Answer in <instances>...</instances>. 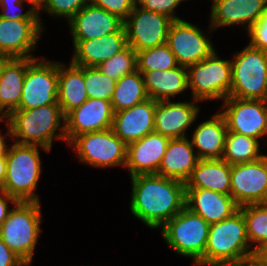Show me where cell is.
<instances>
[{"label": "cell", "mask_w": 267, "mask_h": 266, "mask_svg": "<svg viewBox=\"0 0 267 266\" xmlns=\"http://www.w3.org/2000/svg\"><path fill=\"white\" fill-rule=\"evenodd\" d=\"M252 256L262 264L267 265V242L254 247Z\"/></svg>", "instance_id": "cell-43"}, {"label": "cell", "mask_w": 267, "mask_h": 266, "mask_svg": "<svg viewBox=\"0 0 267 266\" xmlns=\"http://www.w3.org/2000/svg\"><path fill=\"white\" fill-rule=\"evenodd\" d=\"M195 151L187 137L170 139L157 174L186 183L199 161Z\"/></svg>", "instance_id": "cell-25"}, {"label": "cell", "mask_w": 267, "mask_h": 266, "mask_svg": "<svg viewBox=\"0 0 267 266\" xmlns=\"http://www.w3.org/2000/svg\"><path fill=\"white\" fill-rule=\"evenodd\" d=\"M250 45L267 51V9L262 17L248 30Z\"/></svg>", "instance_id": "cell-40"}, {"label": "cell", "mask_w": 267, "mask_h": 266, "mask_svg": "<svg viewBox=\"0 0 267 266\" xmlns=\"http://www.w3.org/2000/svg\"><path fill=\"white\" fill-rule=\"evenodd\" d=\"M84 81L88 98L111 101L116 80L103 74L97 66H84Z\"/></svg>", "instance_id": "cell-35"}, {"label": "cell", "mask_w": 267, "mask_h": 266, "mask_svg": "<svg viewBox=\"0 0 267 266\" xmlns=\"http://www.w3.org/2000/svg\"><path fill=\"white\" fill-rule=\"evenodd\" d=\"M44 31L40 20H8L0 17V54L9 58H39L31 53Z\"/></svg>", "instance_id": "cell-15"}, {"label": "cell", "mask_w": 267, "mask_h": 266, "mask_svg": "<svg viewBox=\"0 0 267 266\" xmlns=\"http://www.w3.org/2000/svg\"><path fill=\"white\" fill-rule=\"evenodd\" d=\"M68 24L73 40H89L118 32L124 21L105 9L88 3Z\"/></svg>", "instance_id": "cell-20"}, {"label": "cell", "mask_w": 267, "mask_h": 266, "mask_svg": "<svg viewBox=\"0 0 267 266\" xmlns=\"http://www.w3.org/2000/svg\"><path fill=\"white\" fill-rule=\"evenodd\" d=\"M210 225L186 206L162 227V237L177 254L193 259L194 266H203Z\"/></svg>", "instance_id": "cell-6"}, {"label": "cell", "mask_w": 267, "mask_h": 266, "mask_svg": "<svg viewBox=\"0 0 267 266\" xmlns=\"http://www.w3.org/2000/svg\"><path fill=\"white\" fill-rule=\"evenodd\" d=\"M232 266H267L256 260L253 256L246 258L245 260H241L239 263Z\"/></svg>", "instance_id": "cell-46"}, {"label": "cell", "mask_w": 267, "mask_h": 266, "mask_svg": "<svg viewBox=\"0 0 267 266\" xmlns=\"http://www.w3.org/2000/svg\"><path fill=\"white\" fill-rule=\"evenodd\" d=\"M220 112L228 131L259 139L267 135V110L263 100L228 97Z\"/></svg>", "instance_id": "cell-14"}, {"label": "cell", "mask_w": 267, "mask_h": 266, "mask_svg": "<svg viewBox=\"0 0 267 266\" xmlns=\"http://www.w3.org/2000/svg\"><path fill=\"white\" fill-rule=\"evenodd\" d=\"M69 144L84 164L94 168L125 167L127 145L111 128L78 135Z\"/></svg>", "instance_id": "cell-9"}, {"label": "cell", "mask_w": 267, "mask_h": 266, "mask_svg": "<svg viewBox=\"0 0 267 266\" xmlns=\"http://www.w3.org/2000/svg\"><path fill=\"white\" fill-rule=\"evenodd\" d=\"M166 43L178 64L184 67L204 60L215 51L205 33L196 25L183 19L171 23Z\"/></svg>", "instance_id": "cell-13"}, {"label": "cell", "mask_w": 267, "mask_h": 266, "mask_svg": "<svg viewBox=\"0 0 267 266\" xmlns=\"http://www.w3.org/2000/svg\"><path fill=\"white\" fill-rule=\"evenodd\" d=\"M7 121L11 138L17 139L16 143L40 146L45 151H51L54 138L67 143L65 116L59 104L17 109L7 117ZM57 129L60 132L56 133Z\"/></svg>", "instance_id": "cell-2"}, {"label": "cell", "mask_w": 267, "mask_h": 266, "mask_svg": "<svg viewBox=\"0 0 267 266\" xmlns=\"http://www.w3.org/2000/svg\"><path fill=\"white\" fill-rule=\"evenodd\" d=\"M185 206L209 225L229 218L239 210L231 195L204 188H186Z\"/></svg>", "instance_id": "cell-22"}, {"label": "cell", "mask_w": 267, "mask_h": 266, "mask_svg": "<svg viewBox=\"0 0 267 266\" xmlns=\"http://www.w3.org/2000/svg\"><path fill=\"white\" fill-rule=\"evenodd\" d=\"M8 59H9V57L0 54V74H1L2 68H3V66H4V63H5Z\"/></svg>", "instance_id": "cell-48"}, {"label": "cell", "mask_w": 267, "mask_h": 266, "mask_svg": "<svg viewBox=\"0 0 267 266\" xmlns=\"http://www.w3.org/2000/svg\"><path fill=\"white\" fill-rule=\"evenodd\" d=\"M186 188H204L230 195L231 165L223 159H199Z\"/></svg>", "instance_id": "cell-28"}, {"label": "cell", "mask_w": 267, "mask_h": 266, "mask_svg": "<svg viewBox=\"0 0 267 266\" xmlns=\"http://www.w3.org/2000/svg\"><path fill=\"white\" fill-rule=\"evenodd\" d=\"M88 3L101 7L124 21L134 9L136 0H88Z\"/></svg>", "instance_id": "cell-38"}, {"label": "cell", "mask_w": 267, "mask_h": 266, "mask_svg": "<svg viewBox=\"0 0 267 266\" xmlns=\"http://www.w3.org/2000/svg\"><path fill=\"white\" fill-rule=\"evenodd\" d=\"M156 101L147 100L115 112L111 129L127 145L154 132Z\"/></svg>", "instance_id": "cell-21"}, {"label": "cell", "mask_w": 267, "mask_h": 266, "mask_svg": "<svg viewBox=\"0 0 267 266\" xmlns=\"http://www.w3.org/2000/svg\"><path fill=\"white\" fill-rule=\"evenodd\" d=\"M252 255L253 250L246 235V222L240 210L210 225L203 255L204 266H232Z\"/></svg>", "instance_id": "cell-3"}, {"label": "cell", "mask_w": 267, "mask_h": 266, "mask_svg": "<svg viewBox=\"0 0 267 266\" xmlns=\"http://www.w3.org/2000/svg\"><path fill=\"white\" fill-rule=\"evenodd\" d=\"M230 195L239 207L267 203V155L231 165Z\"/></svg>", "instance_id": "cell-12"}, {"label": "cell", "mask_w": 267, "mask_h": 266, "mask_svg": "<svg viewBox=\"0 0 267 266\" xmlns=\"http://www.w3.org/2000/svg\"><path fill=\"white\" fill-rule=\"evenodd\" d=\"M36 58H9L0 74V121L7 118L20 104L27 67Z\"/></svg>", "instance_id": "cell-24"}, {"label": "cell", "mask_w": 267, "mask_h": 266, "mask_svg": "<svg viewBox=\"0 0 267 266\" xmlns=\"http://www.w3.org/2000/svg\"><path fill=\"white\" fill-rule=\"evenodd\" d=\"M142 75L148 97L157 102L170 100L188 88L187 67L184 66L165 71H145Z\"/></svg>", "instance_id": "cell-29"}, {"label": "cell", "mask_w": 267, "mask_h": 266, "mask_svg": "<svg viewBox=\"0 0 267 266\" xmlns=\"http://www.w3.org/2000/svg\"><path fill=\"white\" fill-rule=\"evenodd\" d=\"M173 20L168 16L141 8L137 3L124 20L127 44L136 52L167 42Z\"/></svg>", "instance_id": "cell-11"}, {"label": "cell", "mask_w": 267, "mask_h": 266, "mask_svg": "<svg viewBox=\"0 0 267 266\" xmlns=\"http://www.w3.org/2000/svg\"><path fill=\"white\" fill-rule=\"evenodd\" d=\"M263 101H264V104H265L266 110H267V91H266V95H265Z\"/></svg>", "instance_id": "cell-49"}, {"label": "cell", "mask_w": 267, "mask_h": 266, "mask_svg": "<svg viewBox=\"0 0 267 266\" xmlns=\"http://www.w3.org/2000/svg\"><path fill=\"white\" fill-rule=\"evenodd\" d=\"M24 3H30V5L39 13L45 0H22Z\"/></svg>", "instance_id": "cell-47"}, {"label": "cell", "mask_w": 267, "mask_h": 266, "mask_svg": "<svg viewBox=\"0 0 267 266\" xmlns=\"http://www.w3.org/2000/svg\"><path fill=\"white\" fill-rule=\"evenodd\" d=\"M6 120V125L8 126L7 127V133H5L4 135H1L2 133H0V155H3L6 153L7 149H8V145L5 141V138L6 137H11V129H10V126H9V123L7 121V119L5 118Z\"/></svg>", "instance_id": "cell-45"}, {"label": "cell", "mask_w": 267, "mask_h": 266, "mask_svg": "<svg viewBox=\"0 0 267 266\" xmlns=\"http://www.w3.org/2000/svg\"><path fill=\"white\" fill-rule=\"evenodd\" d=\"M267 0H212L210 30L231 25L247 26V31L262 17Z\"/></svg>", "instance_id": "cell-17"}, {"label": "cell", "mask_w": 267, "mask_h": 266, "mask_svg": "<svg viewBox=\"0 0 267 266\" xmlns=\"http://www.w3.org/2000/svg\"><path fill=\"white\" fill-rule=\"evenodd\" d=\"M136 56L137 70L142 74L145 71H165L180 66L167 43L138 51Z\"/></svg>", "instance_id": "cell-33"}, {"label": "cell", "mask_w": 267, "mask_h": 266, "mask_svg": "<svg viewBox=\"0 0 267 266\" xmlns=\"http://www.w3.org/2000/svg\"><path fill=\"white\" fill-rule=\"evenodd\" d=\"M233 59L229 97L263 100L267 91V51L248 44Z\"/></svg>", "instance_id": "cell-7"}, {"label": "cell", "mask_w": 267, "mask_h": 266, "mask_svg": "<svg viewBox=\"0 0 267 266\" xmlns=\"http://www.w3.org/2000/svg\"><path fill=\"white\" fill-rule=\"evenodd\" d=\"M130 178V212L149 228H161L185 207V182L158 174Z\"/></svg>", "instance_id": "cell-1"}, {"label": "cell", "mask_w": 267, "mask_h": 266, "mask_svg": "<svg viewBox=\"0 0 267 266\" xmlns=\"http://www.w3.org/2000/svg\"><path fill=\"white\" fill-rule=\"evenodd\" d=\"M227 131L225 118L220 112L198 124L191 139L193 148L198 151V158L222 159Z\"/></svg>", "instance_id": "cell-26"}, {"label": "cell", "mask_w": 267, "mask_h": 266, "mask_svg": "<svg viewBox=\"0 0 267 266\" xmlns=\"http://www.w3.org/2000/svg\"><path fill=\"white\" fill-rule=\"evenodd\" d=\"M114 114L111 101L88 98L65 116L67 143L78 135L111 128Z\"/></svg>", "instance_id": "cell-16"}, {"label": "cell", "mask_w": 267, "mask_h": 266, "mask_svg": "<svg viewBox=\"0 0 267 266\" xmlns=\"http://www.w3.org/2000/svg\"><path fill=\"white\" fill-rule=\"evenodd\" d=\"M72 41L74 54L71 61L78 66H98L128 45L124 26L103 37Z\"/></svg>", "instance_id": "cell-23"}, {"label": "cell", "mask_w": 267, "mask_h": 266, "mask_svg": "<svg viewBox=\"0 0 267 266\" xmlns=\"http://www.w3.org/2000/svg\"><path fill=\"white\" fill-rule=\"evenodd\" d=\"M6 171H7V159L6 153L0 155V190L3 189L4 182L6 179Z\"/></svg>", "instance_id": "cell-44"}, {"label": "cell", "mask_w": 267, "mask_h": 266, "mask_svg": "<svg viewBox=\"0 0 267 266\" xmlns=\"http://www.w3.org/2000/svg\"><path fill=\"white\" fill-rule=\"evenodd\" d=\"M87 4L88 0H45L39 11H46L51 16L57 18L64 17L68 22Z\"/></svg>", "instance_id": "cell-36"}, {"label": "cell", "mask_w": 267, "mask_h": 266, "mask_svg": "<svg viewBox=\"0 0 267 266\" xmlns=\"http://www.w3.org/2000/svg\"><path fill=\"white\" fill-rule=\"evenodd\" d=\"M0 7L2 11L0 12V17L8 20H40V14L32 7L26 12L23 11V1L22 0H0ZM18 9L17 11H14ZM21 8V9H20ZM14 9V10H13ZM20 10V12H19Z\"/></svg>", "instance_id": "cell-37"}, {"label": "cell", "mask_w": 267, "mask_h": 266, "mask_svg": "<svg viewBox=\"0 0 267 266\" xmlns=\"http://www.w3.org/2000/svg\"><path fill=\"white\" fill-rule=\"evenodd\" d=\"M191 102L156 101L154 131L170 139L184 138L186 130L198 118L200 107Z\"/></svg>", "instance_id": "cell-19"}, {"label": "cell", "mask_w": 267, "mask_h": 266, "mask_svg": "<svg viewBox=\"0 0 267 266\" xmlns=\"http://www.w3.org/2000/svg\"><path fill=\"white\" fill-rule=\"evenodd\" d=\"M88 99L84 81V66L72 61L68 66L58 62V104L66 116Z\"/></svg>", "instance_id": "cell-27"}, {"label": "cell", "mask_w": 267, "mask_h": 266, "mask_svg": "<svg viewBox=\"0 0 267 266\" xmlns=\"http://www.w3.org/2000/svg\"><path fill=\"white\" fill-rule=\"evenodd\" d=\"M58 104V62L36 58L26 69L17 109Z\"/></svg>", "instance_id": "cell-10"}, {"label": "cell", "mask_w": 267, "mask_h": 266, "mask_svg": "<svg viewBox=\"0 0 267 266\" xmlns=\"http://www.w3.org/2000/svg\"><path fill=\"white\" fill-rule=\"evenodd\" d=\"M7 171L3 189L17 201L40 202L36 195L41 175L38 146L13 143L6 151Z\"/></svg>", "instance_id": "cell-4"}, {"label": "cell", "mask_w": 267, "mask_h": 266, "mask_svg": "<svg viewBox=\"0 0 267 266\" xmlns=\"http://www.w3.org/2000/svg\"><path fill=\"white\" fill-rule=\"evenodd\" d=\"M217 50L204 60L187 67L188 88L197 101L229 97L232 83L231 60L220 59Z\"/></svg>", "instance_id": "cell-8"}, {"label": "cell", "mask_w": 267, "mask_h": 266, "mask_svg": "<svg viewBox=\"0 0 267 266\" xmlns=\"http://www.w3.org/2000/svg\"><path fill=\"white\" fill-rule=\"evenodd\" d=\"M0 266H28L0 238Z\"/></svg>", "instance_id": "cell-41"}, {"label": "cell", "mask_w": 267, "mask_h": 266, "mask_svg": "<svg viewBox=\"0 0 267 266\" xmlns=\"http://www.w3.org/2000/svg\"><path fill=\"white\" fill-rule=\"evenodd\" d=\"M97 67L103 74L117 81L124 75L131 74L137 70L136 51L130 45H127Z\"/></svg>", "instance_id": "cell-34"}, {"label": "cell", "mask_w": 267, "mask_h": 266, "mask_svg": "<svg viewBox=\"0 0 267 266\" xmlns=\"http://www.w3.org/2000/svg\"><path fill=\"white\" fill-rule=\"evenodd\" d=\"M246 222V235L252 250L267 242V203L239 207Z\"/></svg>", "instance_id": "cell-32"}, {"label": "cell", "mask_w": 267, "mask_h": 266, "mask_svg": "<svg viewBox=\"0 0 267 266\" xmlns=\"http://www.w3.org/2000/svg\"><path fill=\"white\" fill-rule=\"evenodd\" d=\"M169 141V137L154 131L127 144L125 167L129 176L157 174Z\"/></svg>", "instance_id": "cell-18"}, {"label": "cell", "mask_w": 267, "mask_h": 266, "mask_svg": "<svg viewBox=\"0 0 267 266\" xmlns=\"http://www.w3.org/2000/svg\"><path fill=\"white\" fill-rule=\"evenodd\" d=\"M40 202L18 201L0 226V238L28 266L41 232Z\"/></svg>", "instance_id": "cell-5"}, {"label": "cell", "mask_w": 267, "mask_h": 266, "mask_svg": "<svg viewBox=\"0 0 267 266\" xmlns=\"http://www.w3.org/2000/svg\"><path fill=\"white\" fill-rule=\"evenodd\" d=\"M148 98L143 75L136 70L116 81L111 104L114 112H118L129 109Z\"/></svg>", "instance_id": "cell-30"}, {"label": "cell", "mask_w": 267, "mask_h": 266, "mask_svg": "<svg viewBox=\"0 0 267 266\" xmlns=\"http://www.w3.org/2000/svg\"><path fill=\"white\" fill-rule=\"evenodd\" d=\"M11 202L13 205H15L18 201L6 192L0 190V226L5 221L10 212L9 203Z\"/></svg>", "instance_id": "cell-42"}, {"label": "cell", "mask_w": 267, "mask_h": 266, "mask_svg": "<svg viewBox=\"0 0 267 266\" xmlns=\"http://www.w3.org/2000/svg\"><path fill=\"white\" fill-rule=\"evenodd\" d=\"M184 0H136V3L143 9L164 14L173 21L181 20L175 16L176 7Z\"/></svg>", "instance_id": "cell-39"}, {"label": "cell", "mask_w": 267, "mask_h": 266, "mask_svg": "<svg viewBox=\"0 0 267 266\" xmlns=\"http://www.w3.org/2000/svg\"><path fill=\"white\" fill-rule=\"evenodd\" d=\"M259 140L227 131L222 159L230 165L256 161L265 154L259 152Z\"/></svg>", "instance_id": "cell-31"}]
</instances>
